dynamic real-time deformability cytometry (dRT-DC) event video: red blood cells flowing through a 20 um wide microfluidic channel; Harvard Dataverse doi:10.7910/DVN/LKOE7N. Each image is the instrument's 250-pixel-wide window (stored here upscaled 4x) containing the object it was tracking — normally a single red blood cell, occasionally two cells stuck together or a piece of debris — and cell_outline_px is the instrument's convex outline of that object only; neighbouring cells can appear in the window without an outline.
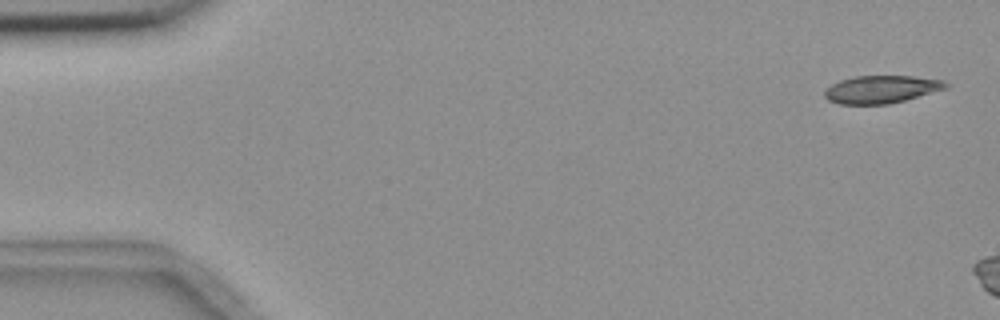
{"species": "common noctule bat (a hibernating species)", "species_latin": "Nyctalus noctula", "temperature_condition": "room temperature", "stored_images_in_passage": 3, "camera_frame_rate_fps": 3000, "um_per_image_px": 0.085, "animal": {"sex": "female", "body_mass_g": 18.4}, "frame": {"image": 1, "passage_image": 1, "time_ms": 0.0, "image_size_px": [1000, 320], "cell_outline_px": [[948, 88], [904, 100], [888, 104], [840, 104], [828, 100], [824, 96], [824, 92], [832, 84], [840, 80], [856, 76], [912, 76], [944, 80], [948, 84]], "centroid_in_image_um": [74.92, 7.59], "position_along_channel_um": 10.1, "area_um2": 19.42}}